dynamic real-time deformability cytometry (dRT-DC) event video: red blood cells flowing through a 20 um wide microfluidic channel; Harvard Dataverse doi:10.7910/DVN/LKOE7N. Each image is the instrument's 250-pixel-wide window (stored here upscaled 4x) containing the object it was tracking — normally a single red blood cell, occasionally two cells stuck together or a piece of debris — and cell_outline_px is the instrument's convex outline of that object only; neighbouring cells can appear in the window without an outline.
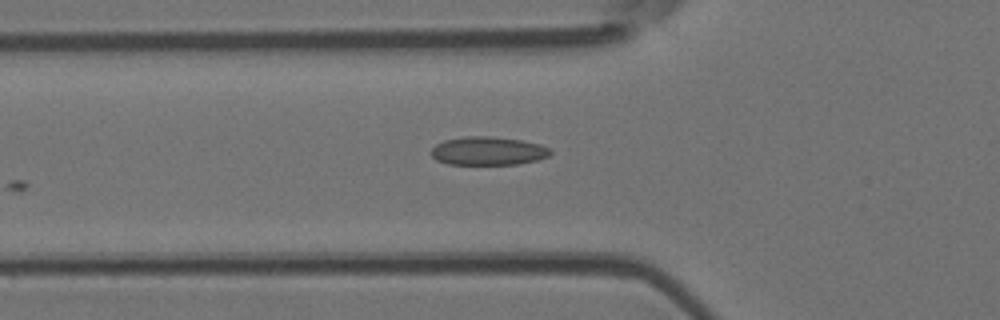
{"species": "Egyptian fruit bat (a non-hibernating species)", "species_latin": "Rousettus aegyptiacus", "temperature_condition": "room temperature", "stored_images_in_passage": 6, "camera_frame_rate_fps": 3000, "um_per_image_px": 0.085, "animal": {"sex": "female"}, "frame": {"image": 1, "passage_image": 6, "time_ms": 6.0, "image_size_px": [1000, 320], "cell_outline_px": [[552, 152], [548, 156], [540, 160], [516, 164], [448, 164], [436, 160], [432, 156], [432, 148], [436, 144], [444, 140], [464, 136], [488, 136], [520, 140], [540, 144], [548, 148]], "centroid_in_image_um": [41.48, 12.83], "position_along_channel_um": 84.3, "area_um2": 19.71}}